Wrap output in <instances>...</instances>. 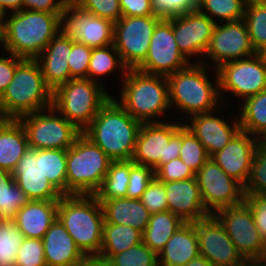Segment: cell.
I'll return each mask as SVG.
<instances>
[{"instance_id":"10","label":"cell","mask_w":266,"mask_h":266,"mask_svg":"<svg viewBox=\"0 0 266 266\" xmlns=\"http://www.w3.org/2000/svg\"><path fill=\"white\" fill-rule=\"evenodd\" d=\"M18 118L25 129L29 147L35 149H69L82 133L53 105ZM58 113V115L56 114Z\"/></svg>"},{"instance_id":"3","label":"cell","mask_w":266,"mask_h":266,"mask_svg":"<svg viewBox=\"0 0 266 266\" xmlns=\"http://www.w3.org/2000/svg\"><path fill=\"white\" fill-rule=\"evenodd\" d=\"M52 104L53 90L46 84L38 62L23 59L0 96V119H18Z\"/></svg>"},{"instance_id":"59","label":"cell","mask_w":266,"mask_h":266,"mask_svg":"<svg viewBox=\"0 0 266 266\" xmlns=\"http://www.w3.org/2000/svg\"><path fill=\"white\" fill-rule=\"evenodd\" d=\"M262 54H263V56H264L265 59H266V49H265V51H264Z\"/></svg>"},{"instance_id":"57","label":"cell","mask_w":266,"mask_h":266,"mask_svg":"<svg viewBox=\"0 0 266 266\" xmlns=\"http://www.w3.org/2000/svg\"><path fill=\"white\" fill-rule=\"evenodd\" d=\"M5 15H0V43H2V39L4 37V21Z\"/></svg>"},{"instance_id":"18","label":"cell","mask_w":266,"mask_h":266,"mask_svg":"<svg viewBox=\"0 0 266 266\" xmlns=\"http://www.w3.org/2000/svg\"><path fill=\"white\" fill-rule=\"evenodd\" d=\"M192 223L199 239V253L212 265L244 266L247 263L214 215Z\"/></svg>"},{"instance_id":"4","label":"cell","mask_w":266,"mask_h":266,"mask_svg":"<svg viewBox=\"0 0 266 266\" xmlns=\"http://www.w3.org/2000/svg\"><path fill=\"white\" fill-rule=\"evenodd\" d=\"M57 218L85 255H99L104 213L95 195H63L58 200Z\"/></svg>"},{"instance_id":"6","label":"cell","mask_w":266,"mask_h":266,"mask_svg":"<svg viewBox=\"0 0 266 266\" xmlns=\"http://www.w3.org/2000/svg\"><path fill=\"white\" fill-rule=\"evenodd\" d=\"M122 78L118 103L141 123L163 122L154 119L170 109L167 78L137 69H127Z\"/></svg>"},{"instance_id":"17","label":"cell","mask_w":266,"mask_h":266,"mask_svg":"<svg viewBox=\"0 0 266 266\" xmlns=\"http://www.w3.org/2000/svg\"><path fill=\"white\" fill-rule=\"evenodd\" d=\"M216 23L209 46L205 52L214 63L215 68H219L223 63L245 59L257 54L248 33L247 25L244 21Z\"/></svg>"},{"instance_id":"39","label":"cell","mask_w":266,"mask_h":266,"mask_svg":"<svg viewBox=\"0 0 266 266\" xmlns=\"http://www.w3.org/2000/svg\"><path fill=\"white\" fill-rule=\"evenodd\" d=\"M24 239L14 220H0V266H15Z\"/></svg>"},{"instance_id":"15","label":"cell","mask_w":266,"mask_h":266,"mask_svg":"<svg viewBox=\"0 0 266 266\" xmlns=\"http://www.w3.org/2000/svg\"><path fill=\"white\" fill-rule=\"evenodd\" d=\"M196 179L205 210L210 215L244 201V187L211 158L196 173Z\"/></svg>"},{"instance_id":"16","label":"cell","mask_w":266,"mask_h":266,"mask_svg":"<svg viewBox=\"0 0 266 266\" xmlns=\"http://www.w3.org/2000/svg\"><path fill=\"white\" fill-rule=\"evenodd\" d=\"M60 31L91 48L105 47L113 44L114 23L68 2L60 16Z\"/></svg>"},{"instance_id":"28","label":"cell","mask_w":266,"mask_h":266,"mask_svg":"<svg viewBox=\"0 0 266 266\" xmlns=\"http://www.w3.org/2000/svg\"><path fill=\"white\" fill-rule=\"evenodd\" d=\"M104 213V221L118 225H130L143 233L147 228L151 213L140 199L115 198L99 200Z\"/></svg>"},{"instance_id":"47","label":"cell","mask_w":266,"mask_h":266,"mask_svg":"<svg viewBox=\"0 0 266 266\" xmlns=\"http://www.w3.org/2000/svg\"><path fill=\"white\" fill-rule=\"evenodd\" d=\"M155 178L161 182L187 180L196 177L192 169L178 157L167 163L160 164L154 170Z\"/></svg>"},{"instance_id":"54","label":"cell","mask_w":266,"mask_h":266,"mask_svg":"<svg viewBox=\"0 0 266 266\" xmlns=\"http://www.w3.org/2000/svg\"><path fill=\"white\" fill-rule=\"evenodd\" d=\"M9 9L11 13L22 10V0H0V10L5 16L8 15Z\"/></svg>"},{"instance_id":"42","label":"cell","mask_w":266,"mask_h":266,"mask_svg":"<svg viewBox=\"0 0 266 266\" xmlns=\"http://www.w3.org/2000/svg\"><path fill=\"white\" fill-rule=\"evenodd\" d=\"M73 3L96 17L108 19L113 23L123 16L119 0H75Z\"/></svg>"},{"instance_id":"21","label":"cell","mask_w":266,"mask_h":266,"mask_svg":"<svg viewBox=\"0 0 266 266\" xmlns=\"http://www.w3.org/2000/svg\"><path fill=\"white\" fill-rule=\"evenodd\" d=\"M257 147L258 137L240 131L223 149L210 158L227 175L244 187L250 175L252 160Z\"/></svg>"},{"instance_id":"7","label":"cell","mask_w":266,"mask_h":266,"mask_svg":"<svg viewBox=\"0 0 266 266\" xmlns=\"http://www.w3.org/2000/svg\"><path fill=\"white\" fill-rule=\"evenodd\" d=\"M112 160L83 133L67 149L66 195H95Z\"/></svg>"},{"instance_id":"37","label":"cell","mask_w":266,"mask_h":266,"mask_svg":"<svg viewBox=\"0 0 266 266\" xmlns=\"http://www.w3.org/2000/svg\"><path fill=\"white\" fill-rule=\"evenodd\" d=\"M248 0H197V10L210 17L232 22L244 19ZM207 12V13H205Z\"/></svg>"},{"instance_id":"56","label":"cell","mask_w":266,"mask_h":266,"mask_svg":"<svg viewBox=\"0 0 266 266\" xmlns=\"http://www.w3.org/2000/svg\"><path fill=\"white\" fill-rule=\"evenodd\" d=\"M258 146L266 149V130L258 136Z\"/></svg>"},{"instance_id":"9","label":"cell","mask_w":266,"mask_h":266,"mask_svg":"<svg viewBox=\"0 0 266 266\" xmlns=\"http://www.w3.org/2000/svg\"><path fill=\"white\" fill-rule=\"evenodd\" d=\"M181 147L182 124L142 123L131 160L155 170L160 164L178 158Z\"/></svg>"},{"instance_id":"24","label":"cell","mask_w":266,"mask_h":266,"mask_svg":"<svg viewBox=\"0 0 266 266\" xmlns=\"http://www.w3.org/2000/svg\"><path fill=\"white\" fill-rule=\"evenodd\" d=\"M72 45L73 39L66 37L60 31L35 59L40 66L46 84L53 91L70 80L68 57Z\"/></svg>"},{"instance_id":"26","label":"cell","mask_w":266,"mask_h":266,"mask_svg":"<svg viewBox=\"0 0 266 266\" xmlns=\"http://www.w3.org/2000/svg\"><path fill=\"white\" fill-rule=\"evenodd\" d=\"M58 200H30L16 213L19 231L27 238L42 239L57 218Z\"/></svg>"},{"instance_id":"48","label":"cell","mask_w":266,"mask_h":266,"mask_svg":"<svg viewBox=\"0 0 266 266\" xmlns=\"http://www.w3.org/2000/svg\"><path fill=\"white\" fill-rule=\"evenodd\" d=\"M153 9L161 17H170L197 9V0H151Z\"/></svg>"},{"instance_id":"41","label":"cell","mask_w":266,"mask_h":266,"mask_svg":"<svg viewBox=\"0 0 266 266\" xmlns=\"http://www.w3.org/2000/svg\"><path fill=\"white\" fill-rule=\"evenodd\" d=\"M113 266H158V255L143 242L110 259Z\"/></svg>"},{"instance_id":"8","label":"cell","mask_w":266,"mask_h":266,"mask_svg":"<svg viewBox=\"0 0 266 266\" xmlns=\"http://www.w3.org/2000/svg\"><path fill=\"white\" fill-rule=\"evenodd\" d=\"M104 85L87 78L70 79L53 91V107L83 132L110 99Z\"/></svg>"},{"instance_id":"5","label":"cell","mask_w":266,"mask_h":266,"mask_svg":"<svg viewBox=\"0 0 266 266\" xmlns=\"http://www.w3.org/2000/svg\"><path fill=\"white\" fill-rule=\"evenodd\" d=\"M202 62L190 63L187 67L166 77L171 108L176 107L192 116L211 112L220 106L217 70L216 81L212 84L205 71V64Z\"/></svg>"},{"instance_id":"33","label":"cell","mask_w":266,"mask_h":266,"mask_svg":"<svg viewBox=\"0 0 266 266\" xmlns=\"http://www.w3.org/2000/svg\"><path fill=\"white\" fill-rule=\"evenodd\" d=\"M239 123L241 131L258 137L266 130V89L243 100Z\"/></svg>"},{"instance_id":"51","label":"cell","mask_w":266,"mask_h":266,"mask_svg":"<svg viewBox=\"0 0 266 266\" xmlns=\"http://www.w3.org/2000/svg\"><path fill=\"white\" fill-rule=\"evenodd\" d=\"M123 16L157 15L151 0H119Z\"/></svg>"},{"instance_id":"40","label":"cell","mask_w":266,"mask_h":266,"mask_svg":"<svg viewBox=\"0 0 266 266\" xmlns=\"http://www.w3.org/2000/svg\"><path fill=\"white\" fill-rule=\"evenodd\" d=\"M179 158L183 163L187 164L195 174L210 159L206 148L185 124L182 125V147L180 149Z\"/></svg>"},{"instance_id":"20","label":"cell","mask_w":266,"mask_h":266,"mask_svg":"<svg viewBox=\"0 0 266 266\" xmlns=\"http://www.w3.org/2000/svg\"><path fill=\"white\" fill-rule=\"evenodd\" d=\"M12 176L29 200H60L63 196L43 174L42 149L29 147Z\"/></svg>"},{"instance_id":"58","label":"cell","mask_w":266,"mask_h":266,"mask_svg":"<svg viewBox=\"0 0 266 266\" xmlns=\"http://www.w3.org/2000/svg\"><path fill=\"white\" fill-rule=\"evenodd\" d=\"M256 3L266 4V0H252Z\"/></svg>"},{"instance_id":"23","label":"cell","mask_w":266,"mask_h":266,"mask_svg":"<svg viewBox=\"0 0 266 266\" xmlns=\"http://www.w3.org/2000/svg\"><path fill=\"white\" fill-rule=\"evenodd\" d=\"M212 112L192 115L190 125H185L206 148L209 157L223 149L241 131L238 119L230 126Z\"/></svg>"},{"instance_id":"49","label":"cell","mask_w":266,"mask_h":266,"mask_svg":"<svg viewBox=\"0 0 266 266\" xmlns=\"http://www.w3.org/2000/svg\"><path fill=\"white\" fill-rule=\"evenodd\" d=\"M244 201L251 210L262 239L266 241V195L245 194Z\"/></svg>"},{"instance_id":"12","label":"cell","mask_w":266,"mask_h":266,"mask_svg":"<svg viewBox=\"0 0 266 266\" xmlns=\"http://www.w3.org/2000/svg\"><path fill=\"white\" fill-rule=\"evenodd\" d=\"M221 91L232 92L243 100L266 89V59L262 53L223 63L216 69Z\"/></svg>"},{"instance_id":"46","label":"cell","mask_w":266,"mask_h":266,"mask_svg":"<svg viewBox=\"0 0 266 266\" xmlns=\"http://www.w3.org/2000/svg\"><path fill=\"white\" fill-rule=\"evenodd\" d=\"M140 201L151 214L167 211L168 203L163 182L154 177L143 192Z\"/></svg>"},{"instance_id":"34","label":"cell","mask_w":266,"mask_h":266,"mask_svg":"<svg viewBox=\"0 0 266 266\" xmlns=\"http://www.w3.org/2000/svg\"><path fill=\"white\" fill-rule=\"evenodd\" d=\"M131 160L112 161L101 188L95 196L98 200L127 198Z\"/></svg>"},{"instance_id":"55","label":"cell","mask_w":266,"mask_h":266,"mask_svg":"<svg viewBox=\"0 0 266 266\" xmlns=\"http://www.w3.org/2000/svg\"><path fill=\"white\" fill-rule=\"evenodd\" d=\"M185 266H214V265H212L205 257L199 254L197 257L192 259Z\"/></svg>"},{"instance_id":"19","label":"cell","mask_w":266,"mask_h":266,"mask_svg":"<svg viewBox=\"0 0 266 266\" xmlns=\"http://www.w3.org/2000/svg\"><path fill=\"white\" fill-rule=\"evenodd\" d=\"M216 23L197 9L172 16L174 38L179 51L188 60L205 54Z\"/></svg>"},{"instance_id":"11","label":"cell","mask_w":266,"mask_h":266,"mask_svg":"<svg viewBox=\"0 0 266 266\" xmlns=\"http://www.w3.org/2000/svg\"><path fill=\"white\" fill-rule=\"evenodd\" d=\"M160 15L122 16L114 23L113 45L127 69H136L146 58Z\"/></svg>"},{"instance_id":"44","label":"cell","mask_w":266,"mask_h":266,"mask_svg":"<svg viewBox=\"0 0 266 266\" xmlns=\"http://www.w3.org/2000/svg\"><path fill=\"white\" fill-rule=\"evenodd\" d=\"M154 177L155 173L153 168L136 164L131 160L127 198L140 199Z\"/></svg>"},{"instance_id":"2","label":"cell","mask_w":266,"mask_h":266,"mask_svg":"<svg viewBox=\"0 0 266 266\" xmlns=\"http://www.w3.org/2000/svg\"><path fill=\"white\" fill-rule=\"evenodd\" d=\"M20 10L4 20L2 44L6 52L23 59H36L60 32V16Z\"/></svg>"},{"instance_id":"35","label":"cell","mask_w":266,"mask_h":266,"mask_svg":"<svg viewBox=\"0 0 266 266\" xmlns=\"http://www.w3.org/2000/svg\"><path fill=\"white\" fill-rule=\"evenodd\" d=\"M117 68L120 71L122 70V76L126 74L127 67L121 61L120 55L113 44L105 47L93 48L87 79L100 83L98 77L108 75L114 70L116 71Z\"/></svg>"},{"instance_id":"52","label":"cell","mask_w":266,"mask_h":266,"mask_svg":"<svg viewBox=\"0 0 266 266\" xmlns=\"http://www.w3.org/2000/svg\"><path fill=\"white\" fill-rule=\"evenodd\" d=\"M11 57H0V96L14 77V73L17 65L23 60V58L10 54Z\"/></svg>"},{"instance_id":"43","label":"cell","mask_w":266,"mask_h":266,"mask_svg":"<svg viewBox=\"0 0 266 266\" xmlns=\"http://www.w3.org/2000/svg\"><path fill=\"white\" fill-rule=\"evenodd\" d=\"M15 266H47L42 239L25 237L18 249Z\"/></svg>"},{"instance_id":"38","label":"cell","mask_w":266,"mask_h":266,"mask_svg":"<svg viewBox=\"0 0 266 266\" xmlns=\"http://www.w3.org/2000/svg\"><path fill=\"white\" fill-rule=\"evenodd\" d=\"M42 168L44 176L66 195L67 150L42 149Z\"/></svg>"},{"instance_id":"14","label":"cell","mask_w":266,"mask_h":266,"mask_svg":"<svg viewBox=\"0 0 266 266\" xmlns=\"http://www.w3.org/2000/svg\"><path fill=\"white\" fill-rule=\"evenodd\" d=\"M214 216L224 226L237 251L247 262L260 259L265 241L262 239L251 210L245 201L218 210Z\"/></svg>"},{"instance_id":"13","label":"cell","mask_w":266,"mask_h":266,"mask_svg":"<svg viewBox=\"0 0 266 266\" xmlns=\"http://www.w3.org/2000/svg\"><path fill=\"white\" fill-rule=\"evenodd\" d=\"M189 64L175 41L172 16L163 17L153 31L145 60L136 69L146 74L168 77Z\"/></svg>"},{"instance_id":"31","label":"cell","mask_w":266,"mask_h":266,"mask_svg":"<svg viewBox=\"0 0 266 266\" xmlns=\"http://www.w3.org/2000/svg\"><path fill=\"white\" fill-rule=\"evenodd\" d=\"M142 242V232L130 225H118L113 223L103 224V241L99 256L110 259L130 247Z\"/></svg>"},{"instance_id":"1","label":"cell","mask_w":266,"mask_h":266,"mask_svg":"<svg viewBox=\"0 0 266 266\" xmlns=\"http://www.w3.org/2000/svg\"><path fill=\"white\" fill-rule=\"evenodd\" d=\"M141 126L111 96L82 133L112 161H128L133 157Z\"/></svg>"},{"instance_id":"32","label":"cell","mask_w":266,"mask_h":266,"mask_svg":"<svg viewBox=\"0 0 266 266\" xmlns=\"http://www.w3.org/2000/svg\"><path fill=\"white\" fill-rule=\"evenodd\" d=\"M30 200L16 184L12 172L0 169V220H14Z\"/></svg>"},{"instance_id":"50","label":"cell","mask_w":266,"mask_h":266,"mask_svg":"<svg viewBox=\"0 0 266 266\" xmlns=\"http://www.w3.org/2000/svg\"><path fill=\"white\" fill-rule=\"evenodd\" d=\"M67 4V0H22V10L62 14Z\"/></svg>"},{"instance_id":"53","label":"cell","mask_w":266,"mask_h":266,"mask_svg":"<svg viewBox=\"0 0 266 266\" xmlns=\"http://www.w3.org/2000/svg\"><path fill=\"white\" fill-rule=\"evenodd\" d=\"M78 266H113L109 259L99 255H86Z\"/></svg>"},{"instance_id":"45","label":"cell","mask_w":266,"mask_h":266,"mask_svg":"<svg viewBox=\"0 0 266 266\" xmlns=\"http://www.w3.org/2000/svg\"><path fill=\"white\" fill-rule=\"evenodd\" d=\"M92 49L73 39L72 49L68 57L70 79L87 78Z\"/></svg>"},{"instance_id":"29","label":"cell","mask_w":266,"mask_h":266,"mask_svg":"<svg viewBox=\"0 0 266 266\" xmlns=\"http://www.w3.org/2000/svg\"><path fill=\"white\" fill-rule=\"evenodd\" d=\"M28 148L21 122L18 119H0V169L12 172Z\"/></svg>"},{"instance_id":"22","label":"cell","mask_w":266,"mask_h":266,"mask_svg":"<svg viewBox=\"0 0 266 266\" xmlns=\"http://www.w3.org/2000/svg\"><path fill=\"white\" fill-rule=\"evenodd\" d=\"M168 210L184 222L199 221L210 214L205 210L196 177L163 182Z\"/></svg>"},{"instance_id":"27","label":"cell","mask_w":266,"mask_h":266,"mask_svg":"<svg viewBox=\"0 0 266 266\" xmlns=\"http://www.w3.org/2000/svg\"><path fill=\"white\" fill-rule=\"evenodd\" d=\"M199 254L196 229L192 222H185L159 252L158 266H185Z\"/></svg>"},{"instance_id":"25","label":"cell","mask_w":266,"mask_h":266,"mask_svg":"<svg viewBox=\"0 0 266 266\" xmlns=\"http://www.w3.org/2000/svg\"><path fill=\"white\" fill-rule=\"evenodd\" d=\"M47 266H78L85 254L56 218L42 238Z\"/></svg>"},{"instance_id":"30","label":"cell","mask_w":266,"mask_h":266,"mask_svg":"<svg viewBox=\"0 0 266 266\" xmlns=\"http://www.w3.org/2000/svg\"><path fill=\"white\" fill-rule=\"evenodd\" d=\"M184 223L179 216L169 210L151 214L147 228L142 233V242L158 255Z\"/></svg>"},{"instance_id":"36","label":"cell","mask_w":266,"mask_h":266,"mask_svg":"<svg viewBox=\"0 0 266 266\" xmlns=\"http://www.w3.org/2000/svg\"><path fill=\"white\" fill-rule=\"evenodd\" d=\"M244 21L255 51L263 53L266 49V4L248 0Z\"/></svg>"}]
</instances>
